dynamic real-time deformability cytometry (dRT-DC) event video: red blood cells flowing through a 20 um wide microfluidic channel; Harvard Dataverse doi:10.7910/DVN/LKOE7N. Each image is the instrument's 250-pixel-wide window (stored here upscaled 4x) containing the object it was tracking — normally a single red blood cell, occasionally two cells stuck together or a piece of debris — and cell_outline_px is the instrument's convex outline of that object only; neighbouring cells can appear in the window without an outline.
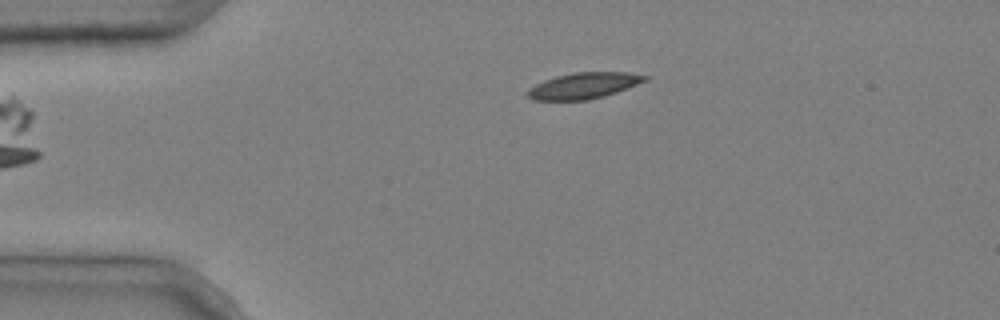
{"species": "common noctule bat (a hibernating species)", "species_latin": "Nyctalus noctula", "temperature_condition": "cold", "stored_images_in_passage": 5, "camera_frame_rate_fps": 3000, "um_per_image_px": 0.085, "animal": {"sex": "male", "body_mass_g": 20.4}, "frame": {"image": 1, "passage_image": 5, "time_ms": 1.333, "image_size_px": [1000, 320], "cell_outline_px": [[648, 80], [616, 92], [604, 96], [588, 100], [532, 100], [528, 96], [528, 92], [536, 84], [544, 80], [556, 76], [576, 72], [628, 72], [648, 76]], "centroid_in_image_um": [49.65, 7.28], "position_along_channel_um": 35.4, "area_um2": 17.63}}